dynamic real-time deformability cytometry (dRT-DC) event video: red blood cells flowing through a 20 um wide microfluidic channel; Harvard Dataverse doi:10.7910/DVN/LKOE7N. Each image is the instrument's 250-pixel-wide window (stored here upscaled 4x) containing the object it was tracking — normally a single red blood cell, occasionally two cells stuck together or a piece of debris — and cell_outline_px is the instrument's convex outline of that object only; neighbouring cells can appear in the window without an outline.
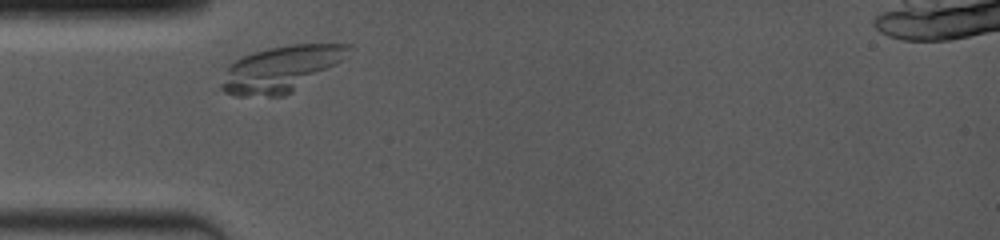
{"species": "common noctule bat (a hibernating species)", "species_latin": "Nyctalus noctula", "temperature_condition": "room temperature", "stored_images_in_passage": 6, "camera_frame_rate_fps": 4000, "um_per_image_px": 0.085, "animal": {"sex": "female", "body_mass_g": 19.0, "forearm_length_mm": 53.3}, "frame": {"image": 1, "passage_image": 3, "time_ms": 0.5, "image_size_px": [1000, 240], "cell_outline_px": [[352, 44], [348, 56], [344, 60], [292, 92], [284, 96], [232, 96], [224, 92], [220, 88], [220, 84], [228, 68], [236, 60], [252, 52], [268, 48], [292, 44]], "centroid_in_image_um": [23.89, 5.86], "position_along_channel_um": 61.1, "area_um2": 33.81}}